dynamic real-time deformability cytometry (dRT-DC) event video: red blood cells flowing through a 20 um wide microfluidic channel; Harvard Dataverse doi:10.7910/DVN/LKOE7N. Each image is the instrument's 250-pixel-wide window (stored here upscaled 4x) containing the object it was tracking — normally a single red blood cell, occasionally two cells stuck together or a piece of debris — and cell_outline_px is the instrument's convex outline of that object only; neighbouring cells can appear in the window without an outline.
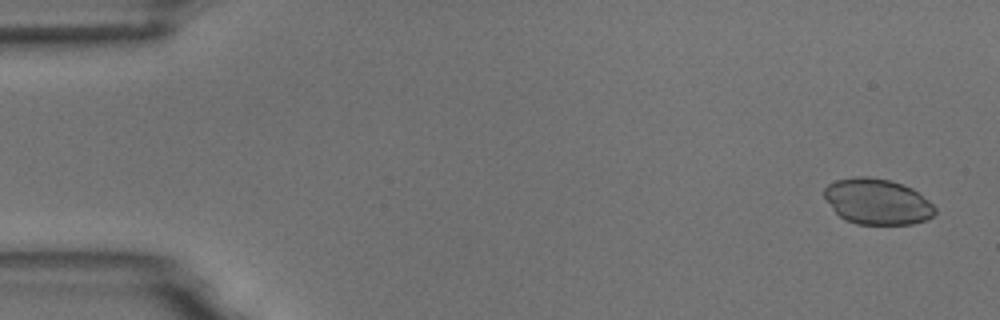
{"species": "common noctule bat (a hibernating species)", "species_latin": "Nyctalus noctula", "temperature_condition": "room temperature", "stored_images_in_passage": 4, "camera_frame_rate_fps": 3000, "um_per_image_px": 0.085, "animal": {"sex": "male", "body_mass_g": 18.8}, "frame": {"image": 1, "passage_image": 1, "time_ms": 0.0, "image_size_px": [1000, 320], "cell_outline_px": [[936, 212], [932, 216], [924, 220], [912, 224], [856, 224], [844, 220], [832, 208], [824, 196], [824, 188], [828, 184], [836, 180], [856, 176], [868, 176], [888, 180], [912, 188], [928, 200], [936, 208]], "centroid_in_image_um": [74.55, 17.14], "position_along_channel_um": 10.5, "area_um2": 29.42}}
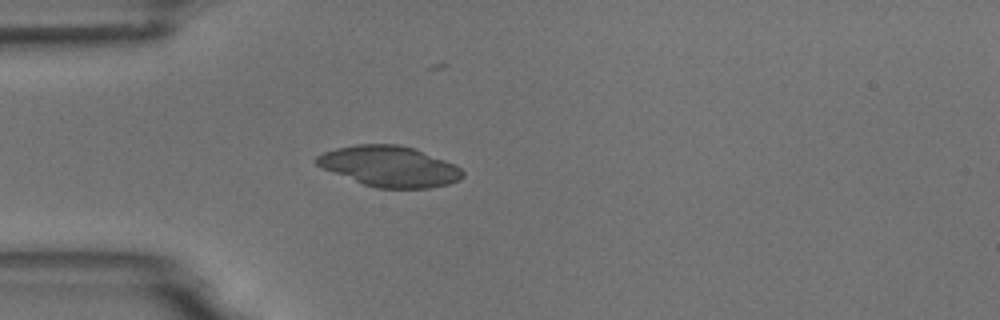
{"frame": {"image": 2, "passage_image": 4, "time_ms": 4.333, "image_size_px": [1000, 320], "cell_outline_px": [[464, 176], [460, 180], [448, 184], [428, 188], [376, 188], [364, 184], [324, 168], [316, 164], [312, 160], [316, 156], [324, 152], [336, 148], [356, 144], [396, 144], [416, 148], [456, 164], [464, 172]], "centroid_in_image_um": [33.14, 14.13], "position_along_channel_um": 51.9, "area_um2": 34.62}}